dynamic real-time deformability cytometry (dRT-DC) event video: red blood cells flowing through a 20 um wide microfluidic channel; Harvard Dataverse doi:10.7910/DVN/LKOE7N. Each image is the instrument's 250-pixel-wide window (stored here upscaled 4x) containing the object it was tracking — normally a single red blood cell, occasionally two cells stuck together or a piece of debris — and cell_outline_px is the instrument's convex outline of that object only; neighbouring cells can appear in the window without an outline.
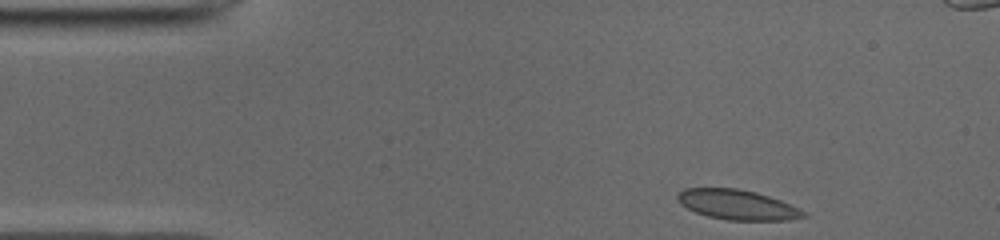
{"species": "common noctule bat (a hibernating species)", "species_latin": "Nyctalus noctula", "temperature_condition": "cold", "stored_images_in_passage": 46, "camera_frame_rate_fps": 3000, "um_per_image_px": 0.085, "animal": {"sex": "male", "body_mass_g": 19.0, "forearm_length_mm": 50.8}, "frame": {"image": 1, "passage_image": 1, "time_ms": 0.0, "image_size_px": [1000, 240], "cell_outline_px": [[808, 216], [792, 220], [728, 220], [708, 216], [696, 212], [680, 204], [676, 200], [676, 196], [684, 188], [736, 188], [756, 192], [780, 200], [800, 208], [808, 212]], "centroid_in_image_um": [62.71, 17.4], "position_along_channel_um": 22.3, "area_um2": 22.08}}
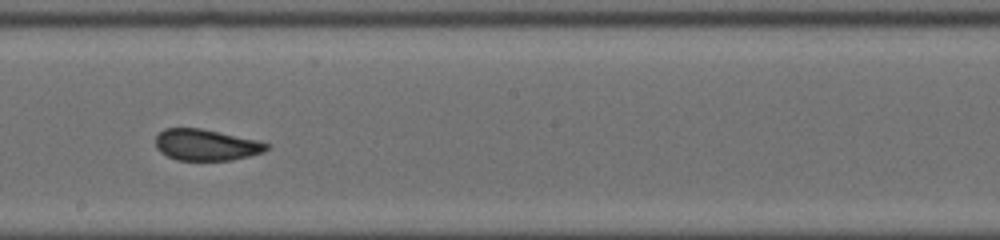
{"frame": {"image": 2, "passage_image": 22, "time_ms": 7.0, "image_size_px": [1000, 240], "cell_outline_px": [[268, 148], [264, 152], [232, 160], [176, 160], [160, 152], [156, 148], [156, 136], [164, 128], [200, 128], [260, 140], [268, 144]], "centroid_in_image_um": [17.52, 12.31], "position_along_channel_um": 230.7, "area_um2": 20.29}}
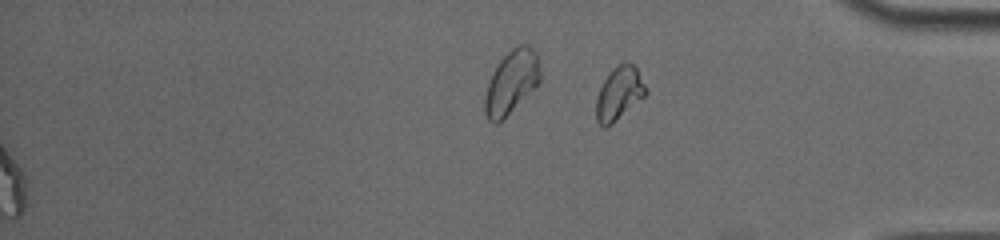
{"frame": {"image": 3, "passage_image": 46, "time_ms": 15.0, "image_size_px": [1000, 240], "cell_outline_px": [[648, 92], [644, 96], [612, 124], [604, 128], [596, 120], [596, 100], [600, 88], [604, 80], [612, 68], [620, 64], [632, 64], [636, 68], [648, 88]], "centroid_in_image_um": [52.62, 7.95], "position_along_channel_um": 382.6, "area_um2": 15.14}, "authors_computed_cell_mechanics": {"area_um2": 21.4438, "velocity_mm_per_s": 3.9337, "shape_relaxation_time_tau1_ms": null, "shape_relaxation_time_tau2_ms": 0.7661, "deformation_change_tau1": null, "deformation_change_tau2": 0.0467}}